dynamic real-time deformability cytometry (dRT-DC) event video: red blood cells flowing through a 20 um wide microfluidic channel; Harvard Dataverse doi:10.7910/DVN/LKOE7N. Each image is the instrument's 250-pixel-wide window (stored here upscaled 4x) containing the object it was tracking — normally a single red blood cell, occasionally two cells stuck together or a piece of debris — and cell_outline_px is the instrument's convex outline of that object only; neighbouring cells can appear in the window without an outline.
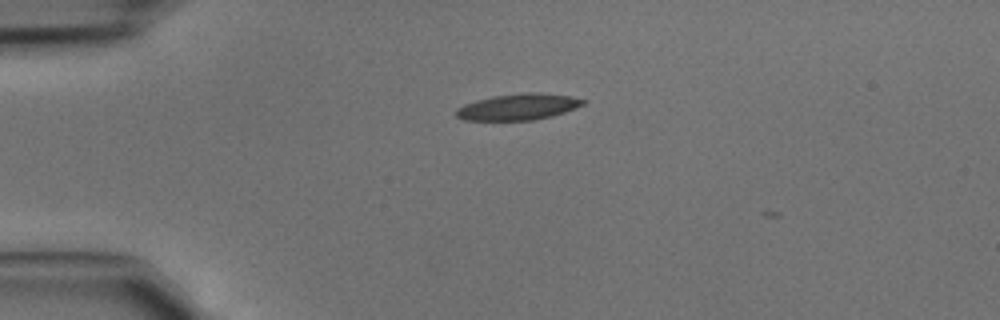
{"species": "common noctule bat (a hibernating species)", "species_latin": "Nyctalus noctula", "temperature_condition": "cold", "stored_images_in_passage": 35, "camera_frame_rate_fps": 3000, "um_per_image_px": 0.085, "animal": {"sex": "male", "body_mass_g": 15.6}, "frame": {"image": 1, "passage_image": 4, "time_ms": 1.0, "image_size_px": [1000, 320], "cell_outline_px": [[588, 100], [584, 104], [576, 108], [552, 116], [532, 120], [464, 120], [456, 116], [456, 108], [464, 104], [476, 100], [492, 96], [524, 92], [540, 92], [572, 96]], "centroid_in_image_um": [44.07, 9.07], "position_along_channel_um": 40.9, "area_um2": 19.59}}
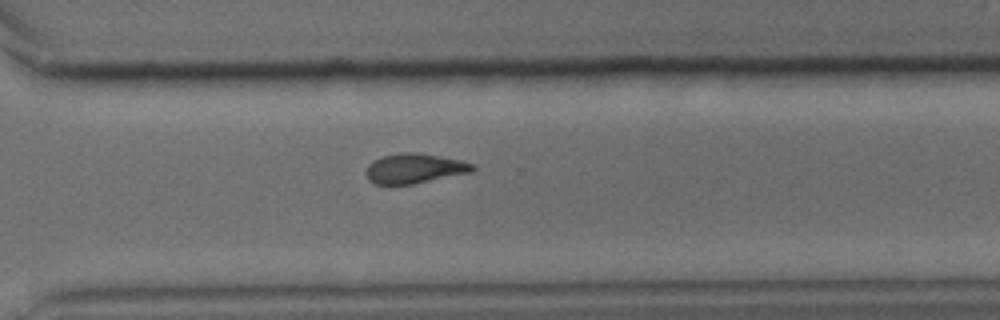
{"frame": {"image": 2, "passage_image": 26, "time_ms": 8.333, "image_size_px": [1000, 320], "cell_outline_px": [[476, 168], [472, 172], [412, 184], [376, 184], [368, 180], [364, 172], [368, 164], [384, 156], [404, 152], [416, 152], [440, 156], [460, 160], [476, 164]], "centroid_in_image_um": [35.25, 14.32], "position_along_channel_um": 335.4, "area_um2": 18.5}}
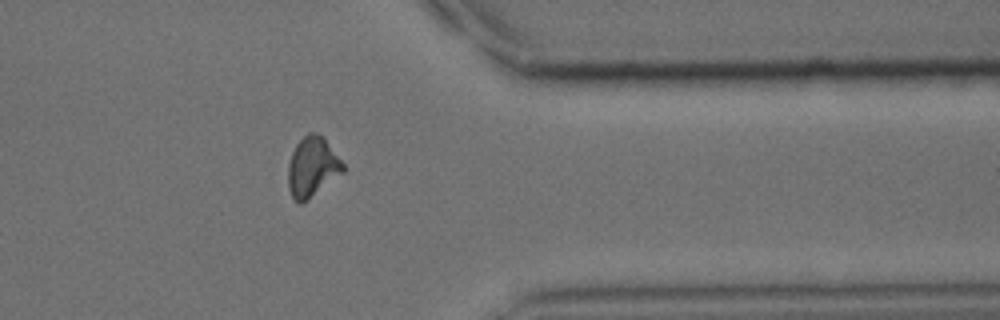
{"frame": {"image": 3, "passage_image": 30, "time_ms": 9.667, "image_size_px": [1000, 320], "cell_outline_px": [[344, 172], [308, 200], [300, 204], [292, 196], [288, 188], [288, 164], [292, 152], [296, 144], [308, 132], [316, 132], [324, 140], [344, 164]], "centroid_in_image_um": [26.53, 14.22], "position_along_channel_um": 384.9, "area_um2": 18.9}}